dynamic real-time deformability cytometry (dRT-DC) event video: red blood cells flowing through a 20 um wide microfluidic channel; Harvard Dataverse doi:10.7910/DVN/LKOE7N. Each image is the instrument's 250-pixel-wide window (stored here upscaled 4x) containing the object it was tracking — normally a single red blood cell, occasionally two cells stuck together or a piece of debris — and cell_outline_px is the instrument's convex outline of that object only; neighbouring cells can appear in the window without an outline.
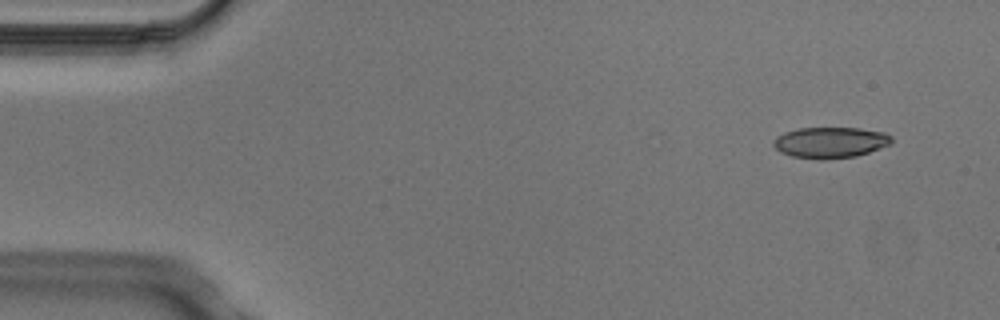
{"species": "Egyptian fruit bat (a non-hibernating species)", "species_latin": "Rousettus aegyptiacus", "temperature_condition": "cold", "stored_images_in_passage": 3, "camera_frame_rate_fps": 3000, "um_per_image_px": 0.085, "animal": {"sex": "male"}, "frame": {"image": 1, "passage_image": 1, "time_ms": 0.0, "image_size_px": [1000, 320], "cell_outline_px": [[892, 144], [856, 156], [820, 160], [792, 156], [780, 152], [772, 144], [772, 140], [776, 136], [784, 132], [796, 128], [860, 128], [884, 132], [892, 136]], "centroid_in_image_um": [70.56, 12.1], "position_along_channel_um": 14.4, "area_um2": 21.5}}